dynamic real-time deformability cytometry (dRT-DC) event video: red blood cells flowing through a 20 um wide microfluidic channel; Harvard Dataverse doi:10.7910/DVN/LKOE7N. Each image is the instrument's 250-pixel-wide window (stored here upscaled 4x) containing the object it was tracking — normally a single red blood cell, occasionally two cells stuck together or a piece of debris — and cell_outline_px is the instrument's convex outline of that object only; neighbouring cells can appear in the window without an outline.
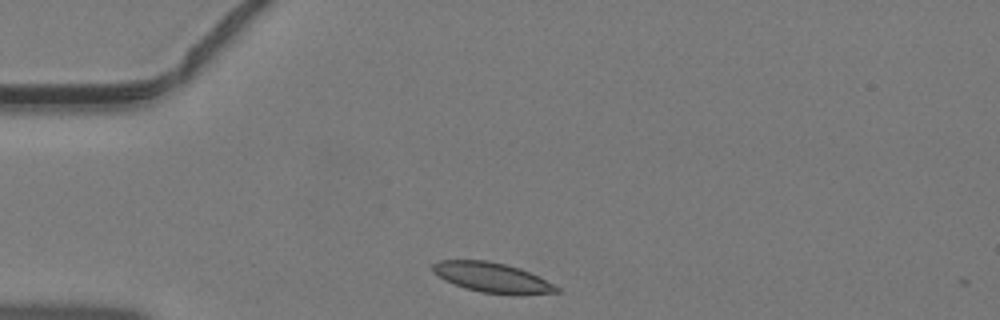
{"species": "common noctule bat (a hibernating species)", "species_latin": "Nyctalus noctula", "temperature_condition": "warm", "stored_images_in_passage": 35, "camera_frame_rate_fps": 3000, "um_per_image_px": 0.085, "animal": {"sex": "male", "body_mass_g": 19.2, "forearm_length_mm": 51.8}, "frame": {"image": 1, "passage_image": 1, "time_ms": 0.0, "image_size_px": [1000, 320], "cell_outline_px": [[560, 292], [520, 296], [480, 292], [464, 288], [444, 280], [432, 272], [432, 264], [440, 260], [488, 260], [520, 268], [560, 288]], "centroid_in_image_um": [41.82, 23.61], "position_along_channel_um": 43.2, "area_um2": 21.73}}
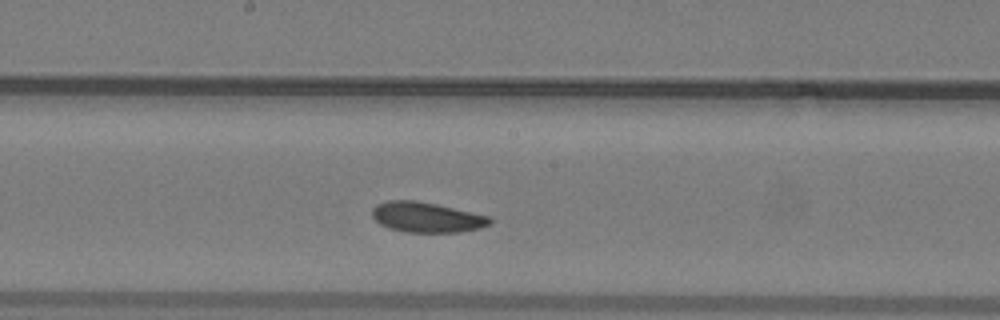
{"frame": {"image": 2, "passage_image": 14, "time_ms": 4.333, "image_size_px": [1000, 320], "cell_outline_px": [[492, 224], [480, 228], [460, 232], [404, 232], [388, 228], [380, 224], [372, 216], [372, 208], [376, 204], [388, 200], [412, 200], [436, 204], [488, 216], [492, 220]], "centroid_in_image_um": [36.24, 18.47], "position_along_channel_um": 212.0, "area_um2": 20.69}}
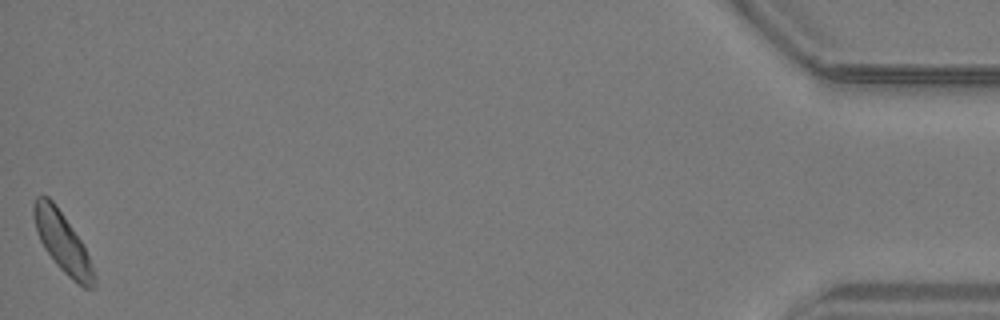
{"frame": {"image": 3, "passage_image": 35, "time_ms": 11.333, "image_size_px": [1000, 320], "cell_outline_px": [[96, 284], [92, 288], [84, 288], [72, 280], [56, 264], [44, 248], [40, 240], [36, 228], [32, 212], [32, 204], [36, 196], [48, 196], [56, 204], [80, 240], [88, 256], [96, 276]], "centroid_in_image_um": [5.3, 20.59], "position_along_channel_um": 429.9, "area_um2": 20.81}}